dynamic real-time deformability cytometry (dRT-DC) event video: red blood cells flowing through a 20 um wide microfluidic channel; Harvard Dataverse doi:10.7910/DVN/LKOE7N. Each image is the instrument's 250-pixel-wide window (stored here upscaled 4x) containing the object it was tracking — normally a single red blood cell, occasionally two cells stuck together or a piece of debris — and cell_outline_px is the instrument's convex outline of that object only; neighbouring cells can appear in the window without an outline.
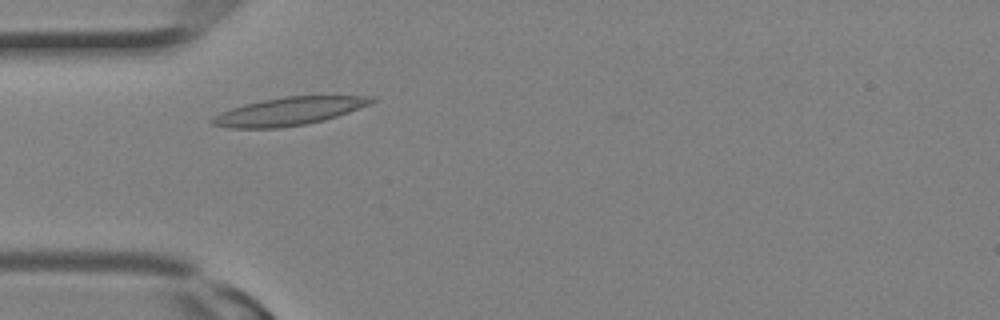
{"species": "Egyptian fruit bat (a non-hibernating species)", "species_latin": "Rousettus aegyptiacus", "temperature_condition": "room temperature", "stored_images_in_passage": 26, "camera_frame_rate_fps": 3000, "um_per_image_px": 0.085, "animal": {"sex": "female"}, "frame": {"image": 1, "passage_image": 5, "time_ms": 1.333, "image_size_px": [1000, 320], "cell_outline_px": [[380, 100], [372, 104], [324, 120], [304, 124], [280, 128], [228, 128], [208, 124], [208, 120], [220, 112], [244, 104], [284, 96], [376, 96]], "centroid_in_image_um": [24.56, 9.46], "position_along_channel_um": 60.4, "area_um2": 26.18}}
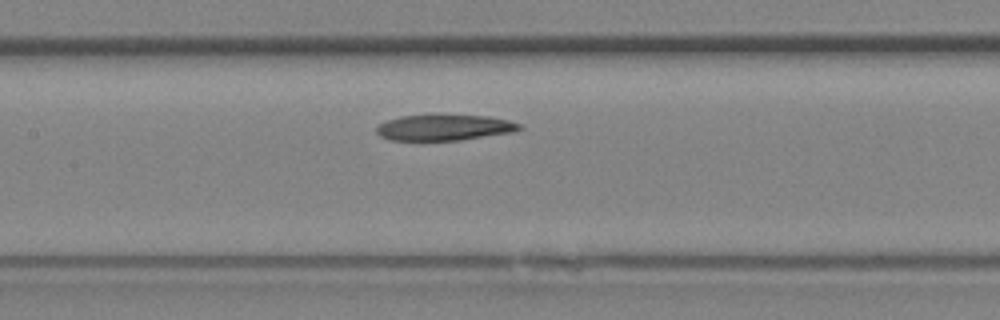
{"frame": {"image": 2, "passage_image": 10, "time_ms": 3.0, "image_size_px": [1000, 320], "cell_outline_px": [[524, 128], [512, 132], [460, 140], [388, 140], [380, 136], [376, 132], [376, 128], [380, 124], [388, 120], [400, 116], [436, 112], [488, 116], [508, 120], [520, 124]], "centroid_in_image_um": [37.75, 10.79], "position_along_channel_um": 169.7, "area_um2": 22.37}}
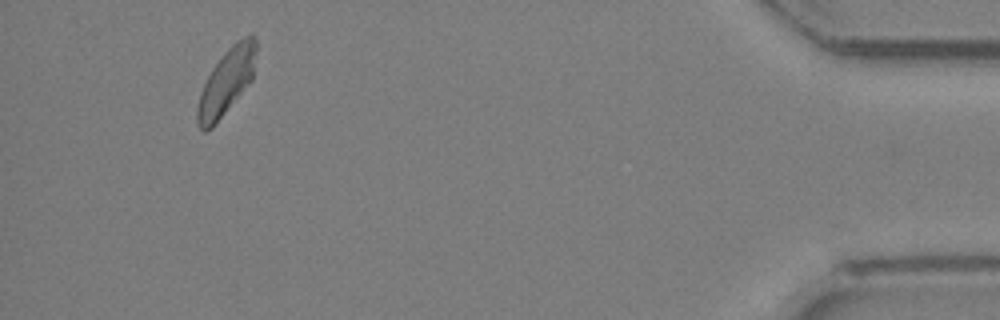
{"frame": {"image": 3, "passage_image": 24, "time_ms": 7.667, "image_size_px": [1000, 320], "cell_outline_px": [[256, 52], [252, 80], [212, 128], [204, 132], [200, 128], [196, 120], [196, 108], [200, 92], [212, 68], [224, 52], [236, 40], [248, 32], [252, 32], [256, 40]], "centroid_in_image_um": [19.25, 6.91], "position_along_channel_um": 415.9, "area_um2": 22.72}}